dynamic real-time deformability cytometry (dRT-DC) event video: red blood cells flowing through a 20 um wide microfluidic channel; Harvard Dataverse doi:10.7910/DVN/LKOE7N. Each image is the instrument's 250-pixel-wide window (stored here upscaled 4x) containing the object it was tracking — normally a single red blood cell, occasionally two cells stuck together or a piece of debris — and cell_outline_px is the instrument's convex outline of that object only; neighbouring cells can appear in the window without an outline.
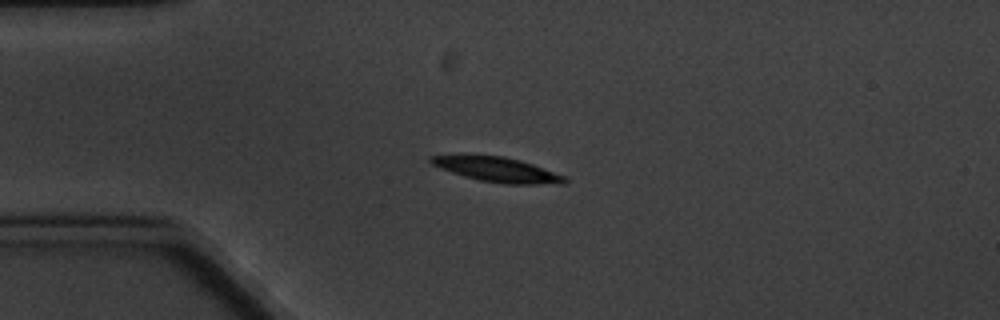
{"species": "common noctule bat (a hibernating species)", "species_latin": "Nyctalus noctula", "temperature_condition": "cold", "stored_images_in_passage": 4, "camera_frame_rate_fps": 3000, "um_per_image_px": 0.085, "animal": {"sex": "male", "body_mass_g": 20.1, "forearm_length_mm": 53.5}, "frame": {"image": 1, "passage_image": 3, "time_ms": 3.333, "image_size_px": [1000, 320], "cell_outline_px": [[568, 184], [504, 184], [480, 180], [464, 176], [440, 168], [432, 164], [428, 160], [428, 156], [504, 156], [520, 160], [532, 164], [564, 176], [568, 180]], "centroid_in_image_um": [42.32, 14.43], "position_along_channel_um": 42.7, "area_um2": 18.9}}